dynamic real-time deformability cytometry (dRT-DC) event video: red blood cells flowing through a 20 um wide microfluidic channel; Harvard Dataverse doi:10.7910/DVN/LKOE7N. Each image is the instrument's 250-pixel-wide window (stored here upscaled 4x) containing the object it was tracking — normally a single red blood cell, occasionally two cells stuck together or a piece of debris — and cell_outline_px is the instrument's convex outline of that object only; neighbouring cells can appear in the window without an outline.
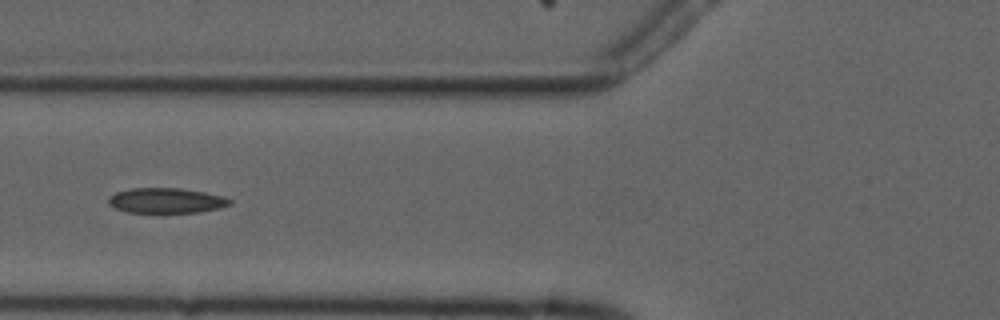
{"species": "common noctule bat (a hibernating species)", "species_latin": "Nyctalus noctula", "temperature_condition": "cold", "stored_images_in_passage": 7, "camera_frame_rate_fps": 3000, "um_per_image_px": 0.085, "animal": {"sex": "male", "forearm_length_mm": 52.5}, "frame": {"image": 1, "passage_image": 7, "time_ms": 7.0, "image_size_px": [1000, 320], "cell_outline_px": [[232, 204], [220, 208], [200, 212], [128, 212], [116, 208], [108, 204], [108, 200], [116, 192], [132, 188], [180, 188], [204, 192], [224, 196], [232, 200]], "centroid_in_image_um": [14.18, 17.04], "position_along_channel_um": 111.6, "area_um2": 17.69}}